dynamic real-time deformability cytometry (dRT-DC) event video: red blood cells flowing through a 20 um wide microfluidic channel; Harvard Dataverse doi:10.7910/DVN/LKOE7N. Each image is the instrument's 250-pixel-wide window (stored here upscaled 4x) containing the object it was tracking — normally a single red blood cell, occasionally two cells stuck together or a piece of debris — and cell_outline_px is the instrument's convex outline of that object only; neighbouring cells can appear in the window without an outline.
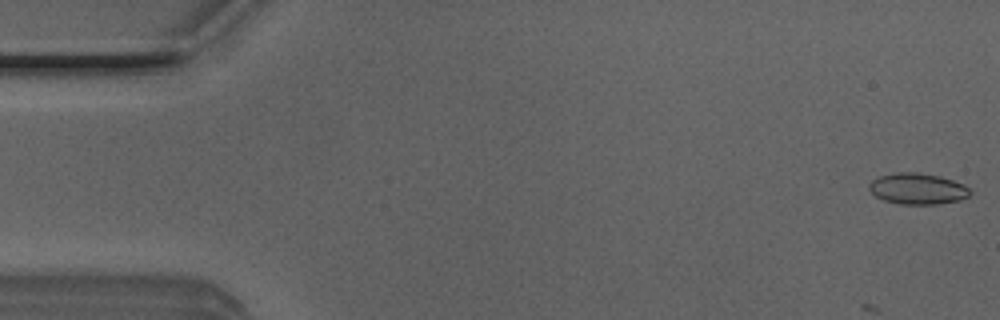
{"species": "Egyptian fruit bat (a non-hibernating species)", "species_latin": "Rousettus aegyptiacus", "temperature_condition": "room temperature", "stored_images_in_passage": 51, "camera_frame_rate_fps": 3000, "um_per_image_px": 0.085, "animal": {"sex": "male"}, "frame": {"image": 1, "passage_image": 1, "time_ms": 0.0, "image_size_px": [1000, 320], "cell_outline_px": [[972, 192], [968, 196], [960, 200], [936, 204], [900, 204], [884, 200], [876, 196], [868, 188], [868, 184], [872, 180], [880, 176], [900, 172], [916, 172], [940, 176], [964, 184]], "centroid_in_image_um": [78.0, 16.04], "position_along_channel_um": 7.0, "area_um2": 18.21}}
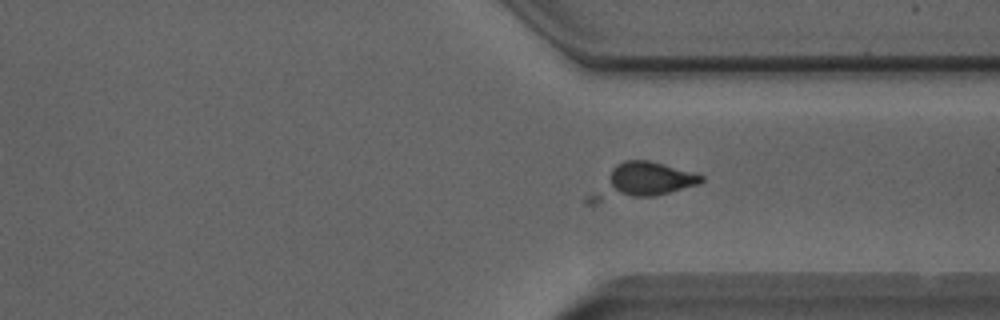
{"frame": {"image": 2, "passage_image": 37, "time_ms": 12.0, "image_size_px": [1000, 320], "cell_outline_px": [[704, 180], [700, 184], [656, 196], [596, 204], [584, 204], [584, 200], [612, 168], [616, 164], [624, 160], [648, 160], [696, 172], [704, 176]], "centroid_in_image_um": [54.51, 15.43], "position_along_channel_um": 356.9, "area_um2": 23.29}}
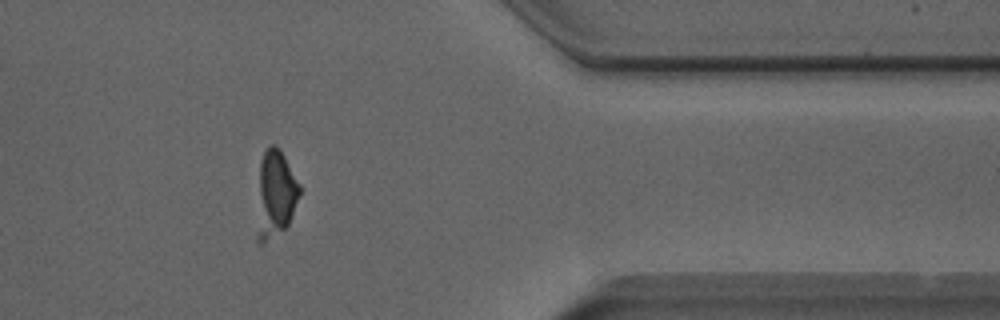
{"frame": {"image": 3, "passage_image": 41, "time_ms": 13.333, "image_size_px": [1000, 320], "cell_outline_px": [[300, 196], [288, 224], [284, 228], [264, 244], [260, 244], [256, 240], [256, 236], [260, 164], [264, 152], [272, 144], [276, 144], [280, 148], [300, 184]], "centroid_in_image_um": [23.41, 16.51], "position_along_channel_um": 388.0, "area_um2": 21.62}}